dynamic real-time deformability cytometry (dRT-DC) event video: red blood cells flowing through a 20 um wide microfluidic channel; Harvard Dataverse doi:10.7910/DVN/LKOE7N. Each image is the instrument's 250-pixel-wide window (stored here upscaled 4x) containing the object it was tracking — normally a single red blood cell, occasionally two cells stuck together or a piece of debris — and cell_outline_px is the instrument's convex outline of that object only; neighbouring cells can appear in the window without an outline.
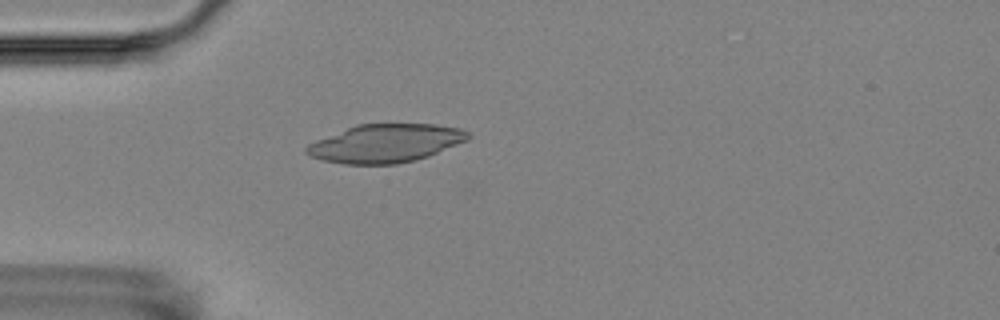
{"species": "Egyptian fruit bat (a non-hibernating species)", "species_latin": "Rousettus aegyptiacus", "temperature_condition": "room temperature", "stored_images_in_passage": 3, "camera_frame_rate_fps": 3000, "um_per_image_px": 0.085, "animal": {"sex": "female"}, "frame": {"image": 1, "passage_image": 3, "time_ms": 3.667, "image_size_px": [1000, 320], "cell_outline_px": [[472, 136], [468, 140], [428, 156], [416, 160], [396, 164], [344, 164], [324, 160], [312, 156], [304, 152], [304, 148], [308, 144], [316, 140], [356, 124], [436, 124], [460, 128], [468, 132]], "centroid_in_image_um": [32.78, 12.18], "position_along_channel_um": 52.2, "area_um2": 36.01}}